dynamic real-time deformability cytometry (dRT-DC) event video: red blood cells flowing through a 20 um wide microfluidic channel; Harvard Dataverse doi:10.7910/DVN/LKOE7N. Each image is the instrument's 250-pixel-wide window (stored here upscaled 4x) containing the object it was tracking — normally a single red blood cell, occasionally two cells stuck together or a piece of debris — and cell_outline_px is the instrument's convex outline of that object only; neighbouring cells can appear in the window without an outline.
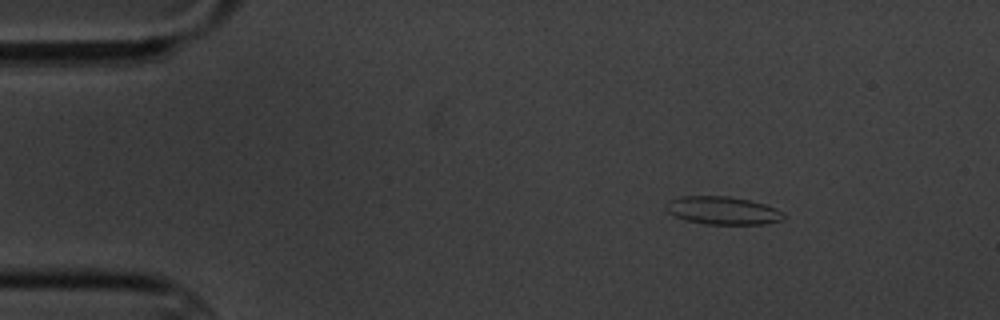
{"species": "common noctule bat (a hibernating species)", "species_latin": "Nyctalus noctula", "temperature_condition": "cold", "stored_images_in_passage": 9, "camera_frame_rate_fps": 3000, "um_per_image_px": 0.085, "animal": {"sex": "male", "body_mass_g": 20.1, "forearm_length_mm": 53.5}, "frame": {"image": 1, "passage_image": 1, "time_ms": 0.0, "image_size_px": [1000, 320], "cell_outline_px": [[784, 220], [764, 224], [708, 224], [688, 220], [676, 216], [668, 212], [664, 208], [664, 204], [668, 200], [680, 196], [728, 196], [748, 200], [764, 204], [776, 208], [784, 212]], "centroid_in_image_um": [61.43, 17.88], "position_along_channel_um": 23.6, "area_um2": 19.19}}
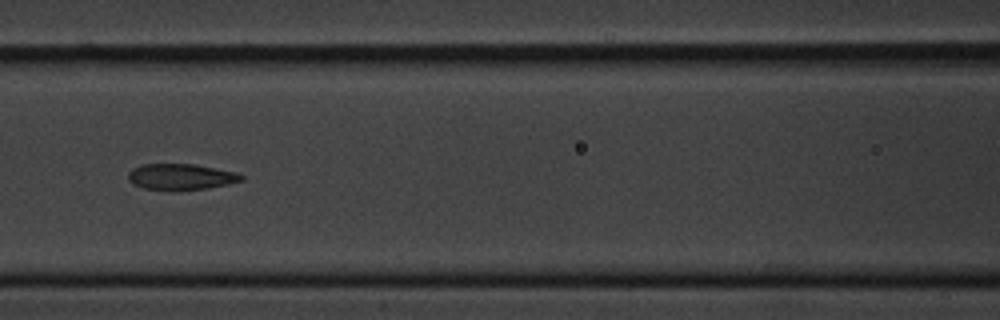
{"frame": {"image": 2, "passage_image": 6, "time_ms": 5.667, "image_size_px": [1000, 320], "cell_outline_px": [[244, 180], [228, 184], [208, 188], [180, 192], [168, 192], [144, 188], [132, 184], [128, 180], [128, 172], [132, 168], [140, 164], [192, 164], [236, 172], [244, 176]], "centroid_in_image_um": [15.33, 15.06], "position_along_channel_um": 151.3, "area_um2": 17.74}}
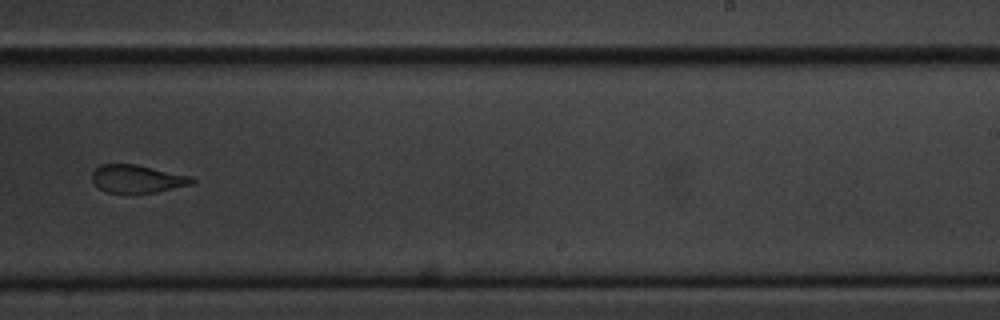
{"frame": {"image": 3, "passage_image": 9, "time_ms": 9.333, "image_size_px": [1000, 320], "cell_outline_px": [[196, 180], [192, 184], [156, 192], [108, 192], [100, 188], [92, 180], [92, 172], [100, 164], [136, 164], [192, 176]], "centroid_in_image_um": [11.69, 15.18], "position_along_channel_um": 277.3, "area_um2": 16.07}}